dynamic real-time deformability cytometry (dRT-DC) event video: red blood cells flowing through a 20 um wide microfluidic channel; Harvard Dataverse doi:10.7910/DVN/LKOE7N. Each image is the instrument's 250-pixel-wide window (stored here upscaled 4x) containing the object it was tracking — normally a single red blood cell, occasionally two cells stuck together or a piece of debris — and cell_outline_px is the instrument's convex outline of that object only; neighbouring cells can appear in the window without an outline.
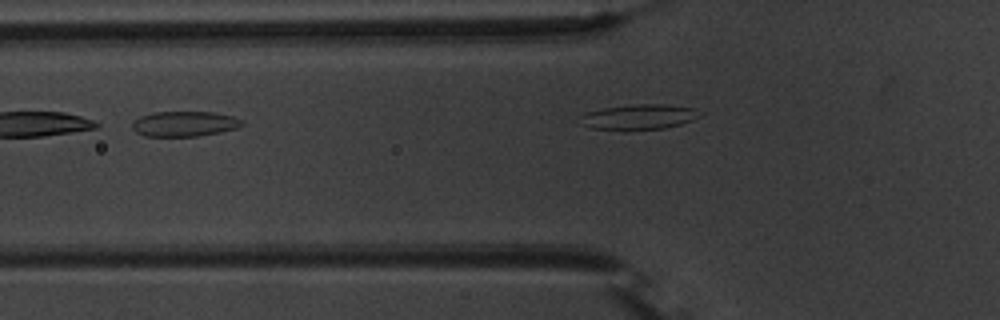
{"species": "common noctule bat (a hibernating species)", "species_latin": "Nyctalus noctula", "temperature_condition": "warm", "stored_images_in_passage": 4, "camera_frame_rate_fps": 3000, "um_per_image_px": 0.085, "animal": {"sex": "male", "body_mass_g": 20.1, "forearm_length_mm": 53.5}, "frame": {"image": 1, "passage_image": 2, "time_ms": 0.333, "image_size_px": [1000, 320], "cell_outline_px": [[244, 124], [236, 128], [220, 132], [196, 136], [144, 136], [136, 132], [132, 128], [132, 120], [140, 116], [152, 112], [216, 112], [232, 116], [244, 120]], "centroid_in_image_um": [15.66, 10.52], "position_along_channel_um": 110.1, "area_um2": 16.24}}